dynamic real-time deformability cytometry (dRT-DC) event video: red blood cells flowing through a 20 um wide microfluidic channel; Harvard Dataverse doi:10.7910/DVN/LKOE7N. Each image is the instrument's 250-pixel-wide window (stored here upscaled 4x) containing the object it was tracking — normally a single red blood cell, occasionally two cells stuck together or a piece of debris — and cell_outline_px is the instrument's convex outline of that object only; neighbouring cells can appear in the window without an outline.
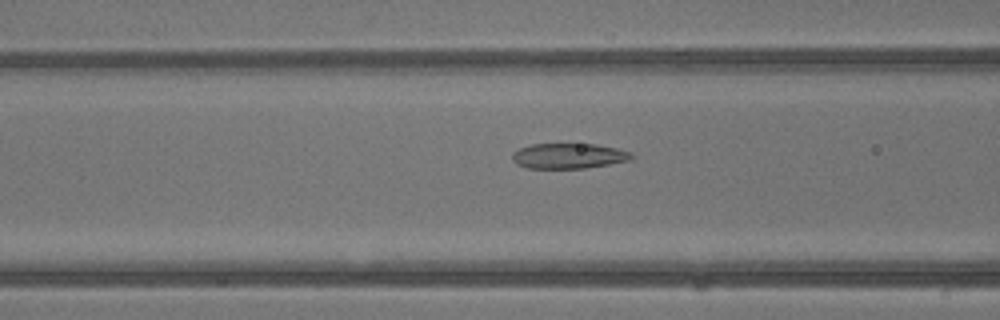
{"species": "common noctule bat (a hibernating species)", "species_latin": "Nyctalus noctula", "temperature_condition": "warm", "stored_images_in_passage": 30, "camera_frame_rate_fps": 3000, "um_per_image_px": 0.085, "animal": {"sex": "male", "body_mass_g": 13.3}, "frame": {"image": 1, "passage_image": 5, "time_ms": 1.333, "image_size_px": [1000, 320], "cell_outline_px": [[636, 156], [628, 160], [608, 164], [584, 168], [528, 168], [516, 164], [512, 160], [512, 152], [520, 148], [532, 144], [596, 144], [616, 148], [632, 152]], "centroid_in_image_um": [48.33, 13.25], "position_along_channel_um": 118.3, "area_um2": 17.57}}
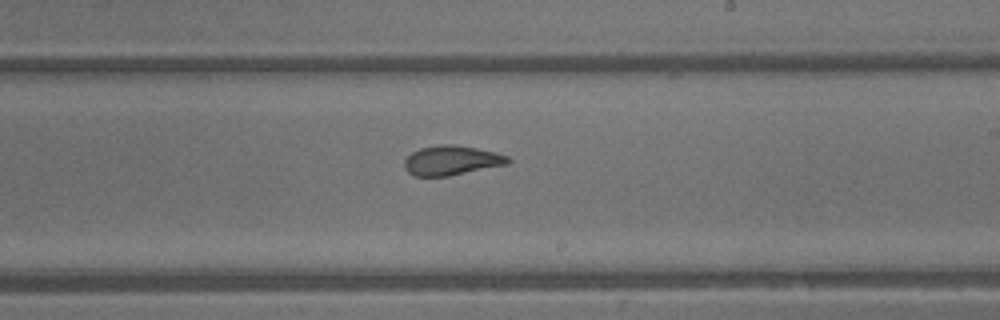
{"frame": {"image": 2, "passage_image": 13, "time_ms": 4.0, "image_size_px": [1000, 320], "cell_outline_px": [[512, 160], [508, 164], [448, 176], [412, 176], [404, 168], [404, 160], [412, 152], [420, 148], [440, 144], [456, 144], [496, 152], [508, 156]], "centroid_in_image_um": [38.38, 13.63], "position_along_channel_um": 250.6, "area_um2": 17.98}}
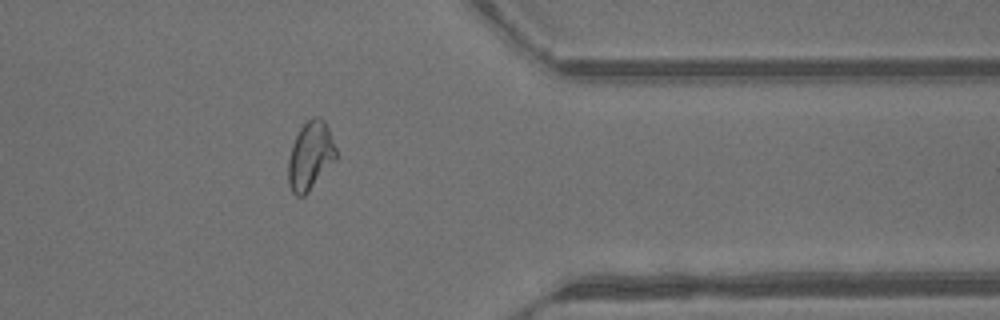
{"frame": {"image": 3, "passage_image": 22, "time_ms": 7.0, "image_size_px": [1000, 320], "cell_outline_px": [[336, 160], [308, 192], [304, 196], [296, 196], [292, 192], [288, 184], [288, 160], [292, 144], [300, 128], [312, 116], [320, 116], [324, 120], [328, 128], [336, 148]], "centroid_in_image_um": [26.37, 13.24], "position_along_channel_um": 385.0, "area_um2": 19.07}, "authors_computed_cell_mechanics": {"area_um2": 18.7561, "velocity_mm_per_s": 4.9551, "shape_relaxation_time_tau1_ms": 7.1457, "shape_relaxation_time_tau2_ms": 1.188, "deformation_change_tau1": 0.2199, "deformation_change_tau2": 0.0687}}